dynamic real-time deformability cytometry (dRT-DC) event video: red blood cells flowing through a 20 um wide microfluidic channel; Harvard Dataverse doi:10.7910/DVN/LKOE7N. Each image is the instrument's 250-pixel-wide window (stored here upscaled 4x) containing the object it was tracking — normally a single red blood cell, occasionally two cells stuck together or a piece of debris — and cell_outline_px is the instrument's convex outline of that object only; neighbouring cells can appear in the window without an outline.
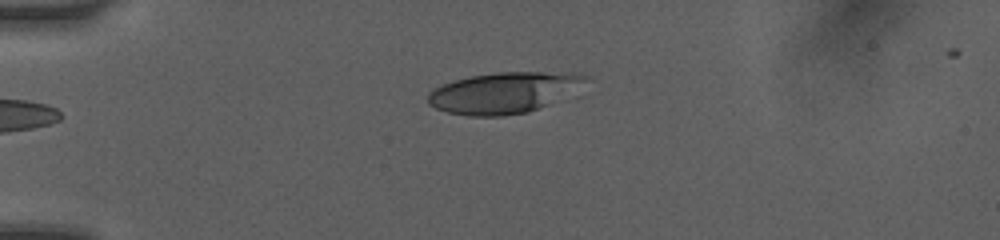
{"species": "human", "species_latin": "Homo sapiens", "temperature_condition": "room temperature", "stored_images_in_passage": 3, "camera_frame_rate_fps": 3000, "um_per_image_px": 0.085, "donor": {"sex": "female"}, "frame": {"image": 1, "passage_image": 3, "time_ms": 1.667, "image_size_px": [1000, 240], "cell_outline_px": [[592, 76], [548, 104], [528, 112], [500, 116], [468, 116], [448, 112], [436, 108], [428, 104], [428, 96], [436, 88], [452, 80], [468, 76], [496, 72], [572, 72]], "centroid_in_image_um": [42.75, 7.86], "position_along_channel_um": 42.2, "area_um2": 36.99}}